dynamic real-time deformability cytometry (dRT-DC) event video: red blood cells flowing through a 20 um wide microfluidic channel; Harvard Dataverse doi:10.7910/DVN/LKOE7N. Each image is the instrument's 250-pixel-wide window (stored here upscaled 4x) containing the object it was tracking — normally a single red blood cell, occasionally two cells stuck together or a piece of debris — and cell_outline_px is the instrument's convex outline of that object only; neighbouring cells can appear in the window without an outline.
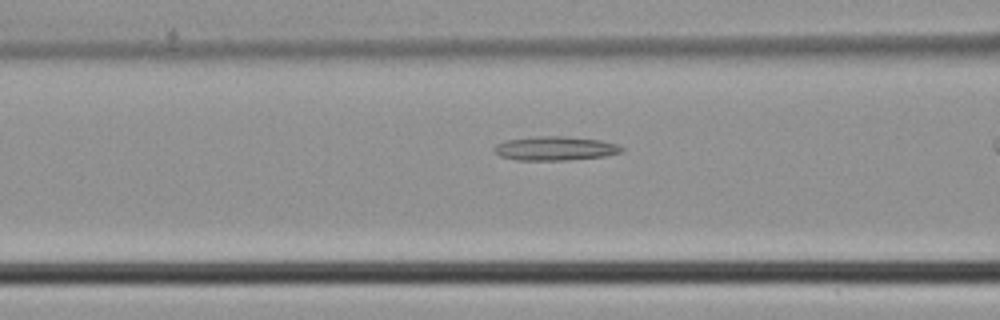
{"species": "common noctule bat (a hibernating species)", "species_latin": "Nyctalus noctula", "temperature_condition": "cold", "stored_images_in_passage": 33, "camera_frame_rate_fps": 3000, "um_per_image_px": 0.085, "animal": {"sex": "male", "body_mass_g": 21.5, "forearm_length_mm": 52.0}, "frame": {"image": 1, "passage_image": 15, "time_ms": 4.667, "image_size_px": [1000, 320], "cell_outline_px": [[624, 152], [604, 156], [568, 160], [516, 160], [500, 156], [492, 148], [496, 144], [504, 140], [536, 136], [564, 136], [600, 140], [616, 144], [624, 148]], "centroid_in_image_um": [47.17, 12.61], "position_along_channel_um": 119.4, "area_um2": 17.92}}